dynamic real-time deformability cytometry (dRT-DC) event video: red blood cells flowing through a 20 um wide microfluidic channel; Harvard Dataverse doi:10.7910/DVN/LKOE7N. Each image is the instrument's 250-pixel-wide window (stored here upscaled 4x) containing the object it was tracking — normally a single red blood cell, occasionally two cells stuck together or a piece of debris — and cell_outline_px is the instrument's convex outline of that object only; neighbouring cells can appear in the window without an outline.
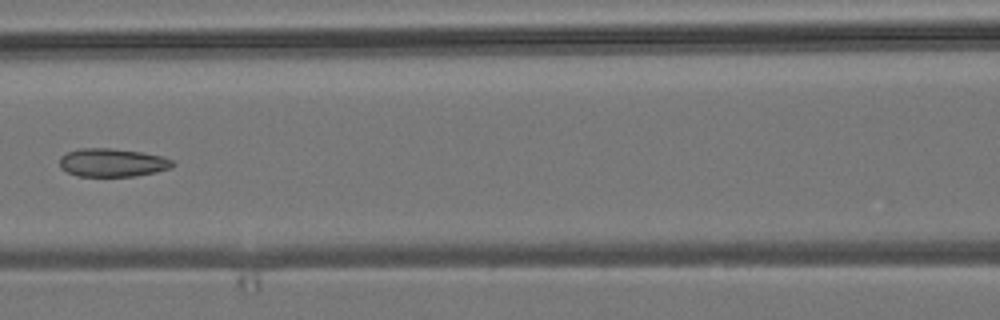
{"species": "common noctule bat (a hibernating species)", "species_latin": "Nyctalus noctula", "temperature_condition": "room temperature", "stored_images_in_passage": 6, "camera_frame_rate_fps": 3000, "um_per_image_px": 0.085, "animal": {"sex": "male", "body_mass_g": 19.2, "forearm_length_mm": 51.8}, "frame": {"image": 1, "passage_image": 5, "time_ms": 4.667, "image_size_px": [1000, 320], "cell_outline_px": [[176, 164], [168, 168], [156, 172], [136, 176], [76, 176], [60, 168], [60, 156], [68, 152], [80, 148], [112, 148], [140, 152], [160, 156], [172, 160]], "centroid_in_image_um": [9.52, 13.82], "position_along_channel_um": 157.1, "area_um2": 18.55}}
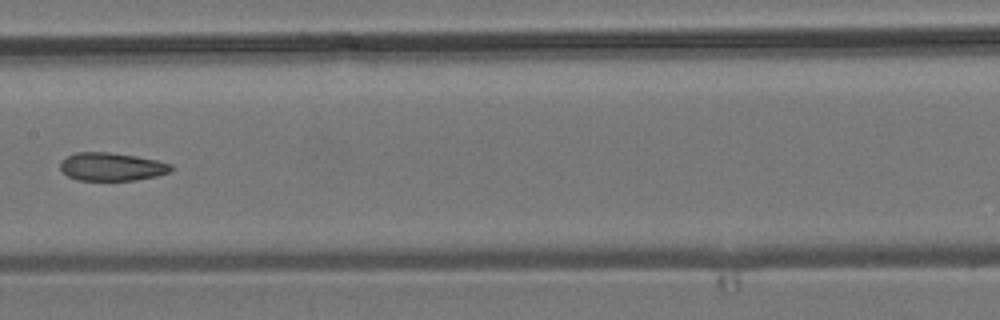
{"frame": {"image": 2, "passage_image": 6, "time_ms": 5.667, "image_size_px": [1000, 320], "cell_outline_px": [[172, 168], [168, 172], [156, 176], [136, 180], [76, 180], [68, 176], [60, 168], [60, 160], [76, 152], [108, 152], [136, 156], [156, 160], [172, 164]], "centroid_in_image_um": [9.47, 14.17], "position_along_channel_um": 197.9, "area_um2": 18.09}}